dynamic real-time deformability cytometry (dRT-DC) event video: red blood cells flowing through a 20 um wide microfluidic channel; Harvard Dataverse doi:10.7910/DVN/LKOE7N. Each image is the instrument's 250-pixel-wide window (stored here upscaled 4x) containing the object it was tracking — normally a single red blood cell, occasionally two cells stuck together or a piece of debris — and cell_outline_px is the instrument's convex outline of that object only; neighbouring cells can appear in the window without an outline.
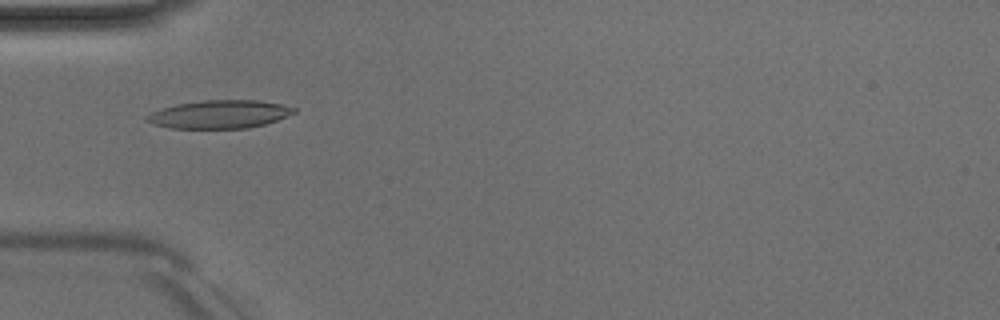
{"species": "Egyptian fruit bat (a non-hibernating species)", "species_latin": "Rousettus aegyptiacus", "temperature_condition": "room temperature", "stored_images_in_passage": 39, "camera_frame_rate_fps": 3000, "um_per_image_px": 0.085, "animal": {"sex": "male"}, "frame": {"image": 1, "passage_image": 5, "time_ms": 1.333, "image_size_px": [1000, 320], "cell_outline_px": [[296, 112], [276, 120], [264, 124], [248, 128], [168, 128], [152, 124], [144, 116], [160, 108], [176, 104], [200, 100], [256, 100], [280, 104], [296, 108]], "centroid_in_image_um": [18.61, 9.71], "position_along_channel_um": 66.4, "area_um2": 24.1}}
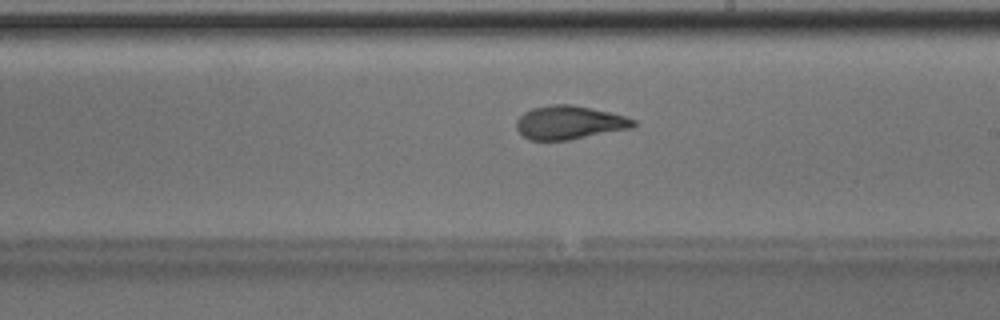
{"frame": {"image": 2, "passage_image": 18, "time_ms": 5.667, "image_size_px": [1000, 320], "cell_outline_px": [[636, 124], [632, 128], [568, 140], [532, 140], [524, 136], [516, 128], [516, 120], [524, 112], [532, 108], [552, 104], [572, 104], [608, 112], [624, 116], [636, 120]], "centroid_in_image_um": [48.38, 10.41], "position_along_channel_um": 240.6, "area_um2": 22.72}}
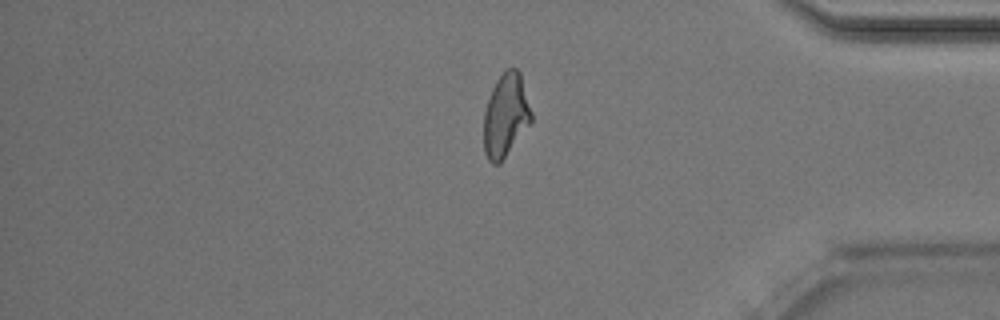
{"frame": {"image": 3, "passage_image": 31, "time_ms": 10.0, "image_size_px": [1000, 320], "cell_outline_px": [[532, 120], [500, 164], [492, 164], [488, 160], [484, 152], [484, 112], [492, 88], [496, 80], [508, 68], [516, 68], [520, 72], [532, 112]], "centroid_in_image_um": [42.98, 9.82], "position_along_channel_um": 392.2, "area_um2": 22.95}, "authors_computed_cell_mechanics": {"area_um2": 23.0622, "velocity_mm_per_s": 4.0303, "shape_relaxation_time_tau1_ms": 3.6839, "shape_relaxation_time_tau2_ms": 1.2566, "deformation_change_tau1": 0.159, "deformation_change_tau2": 0.0827}}